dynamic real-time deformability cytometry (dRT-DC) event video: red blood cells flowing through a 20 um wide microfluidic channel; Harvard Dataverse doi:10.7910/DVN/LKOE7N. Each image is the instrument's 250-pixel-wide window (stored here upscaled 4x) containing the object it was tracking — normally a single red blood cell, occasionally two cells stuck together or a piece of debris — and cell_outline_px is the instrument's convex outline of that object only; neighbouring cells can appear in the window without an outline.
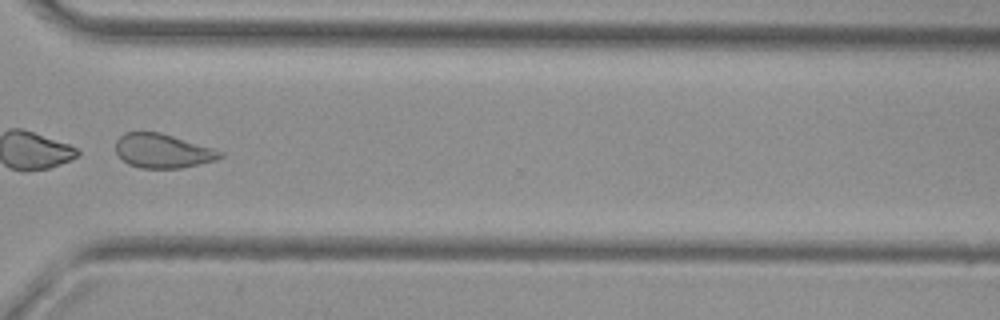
{"species": "common noctule bat (a hibernating species)", "species_latin": "Nyctalus noctula", "temperature_condition": "cold", "stored_images_in_passage": 37, "camera_frame_rate_fps": 3000, "um_per_image_px": 0.085, "animal": {"sex": "female", "body_mass_g": 29.2, "forearm_length_mm": 56.3}, "frame": {"image": 1, "passage_image": 27, "time_ms": 8.667, "image_size_px": [1000, 320], "cell_outline_px": [[224, 156], [216, 160], [180, 168], [140, 168], [128, 164], [116, 152], [116, 140], [124, 132], [160, 132], [212, 148], [224, 152]], "centroid_in_image_um": [13.82, 12.83], "position_along_channel_um": 356.8, "area_um2": 20.63}, "authors_computed_cell_mechanics": {"area_um2": 21.0392, "velocity_mm_per_s": 3.727, "shape_relaxation_time_tau1_ms": 0.2953, "shape_relaxation_time_tau2_ms": 2.4662, "deformation_change_tau1": 0.197, "deformation_change_tau2": 0.0981}}